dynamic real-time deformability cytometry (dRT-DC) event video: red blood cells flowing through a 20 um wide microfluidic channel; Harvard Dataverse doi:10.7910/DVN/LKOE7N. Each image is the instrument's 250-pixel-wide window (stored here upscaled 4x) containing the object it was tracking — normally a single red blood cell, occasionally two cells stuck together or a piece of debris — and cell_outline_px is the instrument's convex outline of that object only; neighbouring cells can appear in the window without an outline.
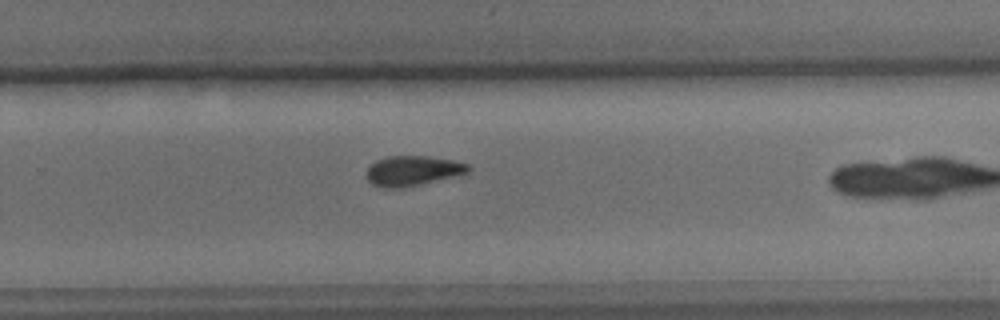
{"species": "common noctule bat (a hibernating species)", "species_latin": "Nyctalus noctula", "temperature_condition": "cold", "stored_images_in_passage": 33, "camera_frame_rate_fps": 3000, "um_per_image_px": 0.085, "animal": {"sex": "male", "body_mass_g": 15.6}, "frame": {"image": 1, "passage_image": 32, "time_ms": 10.333, "image_size_px": [1000, 320], "cell_outline_px": [[472, 168], [468, 172], [460, 176], [404, 188], [384, 188], [372, 184], [364, 176], [368, 168], [376, 160], [388, 156], [428, 156], [452, 160], [468, 164]], "centroid_in_image_um": [35.1, 14.53], "position_along_channel_um": 294.7, "area_um2": 18.15}}